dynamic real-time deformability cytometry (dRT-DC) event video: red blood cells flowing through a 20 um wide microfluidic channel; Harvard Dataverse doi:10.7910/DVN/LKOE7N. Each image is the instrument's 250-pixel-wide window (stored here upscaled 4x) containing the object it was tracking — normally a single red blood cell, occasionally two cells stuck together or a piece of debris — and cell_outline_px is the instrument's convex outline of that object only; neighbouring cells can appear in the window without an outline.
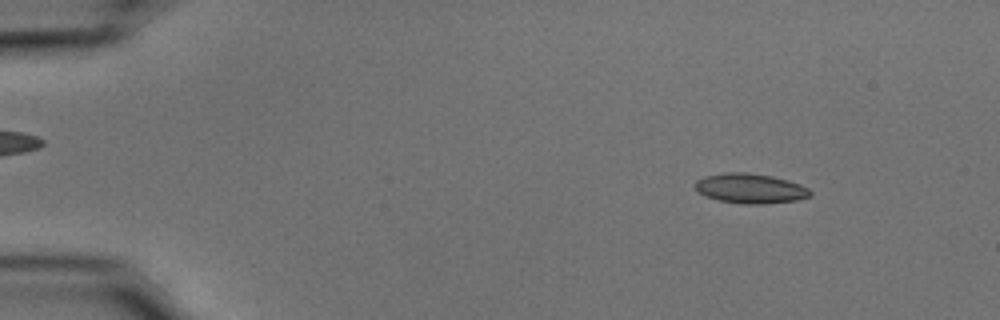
{"species": "common noctule bat (a hibernating species)", "species_latin": "Nyctalus noctula", "temperature_condition": "cold", "stored_images_in_passage": 53, "camera_frame_rate_fps": 3000, "um_per_image_px": 0.085, "animal": {"sex": "male", "body_mass_g": 15.6}, "frame": {"image": 1, "passage_image": 6, "time_ms": 1.667, "image_size_px": [1000, 320], "cell_outline_px": [[812, 196], [796, 200], [764, 204], [740, 204], [720, 200], [708, 196], [700, 192], [692, 184], [696, 180], [704, 176], [724, 172], [748, 172], [772, 176], [788, 180], [800, 184], [808, 188], [812, 192]], "centroid_in_image_um": [63.79, 16.01], "position_along_channel_um": 21.2, "area_um2": 20.11}}
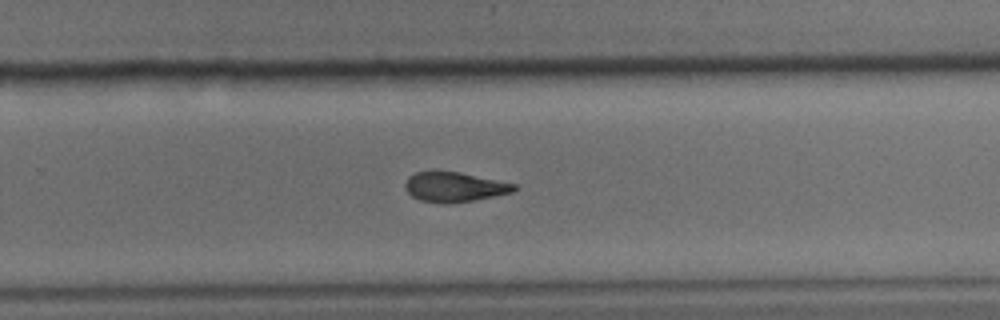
{"frame": {"image": 2, "passage_image": 35, "time_ms": 11.333, "image_size_px": [1000, 320], "cell_outline_px": [[520, 188], [512, 192], [472, 200], [448, 204], [444, 204], [420, 200], [412, 196], [404, 188], [404, 184], [408, 176], [416, 172], [460, 172], [516, 184]], "centroid_in_image_um": [38.61, 15.9], "position_along_channel_um": 291.2, "area_um2": 18.79}}
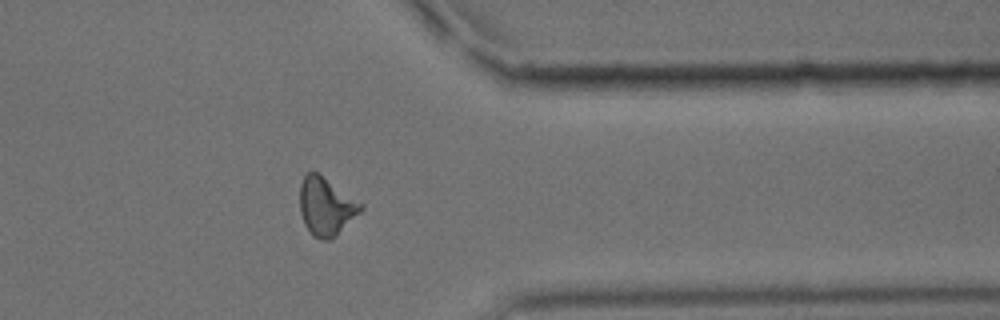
{"frame": {"image": 3, "passage_image": 43, "time_ms": 14.0, "image_size_px": [1000, 320], "cell_outline_px": [[364, 208], [332, 240], [320, 240], [312, 236], [304, 224], [300, 212], [300, 184], [304, 176], [308, 172], [316, 172], [364, 204]], "centroid_in_image_um": [27.71, 17.58], "position_along_channel_um": 383.7, "area_um2": 20.58}, "authors_computed_cell_mechanics": {"area_um2": 19.7676, "velocity_mm_per_s": 3.7456, "shape_relaxation_time_tau1_ms": 5.2225, "shape_relaxation_time_tau2_ms": 4.9406, "deformation_change_tau1": 0.1671, "deformation_change_tau2": 0.1471}}